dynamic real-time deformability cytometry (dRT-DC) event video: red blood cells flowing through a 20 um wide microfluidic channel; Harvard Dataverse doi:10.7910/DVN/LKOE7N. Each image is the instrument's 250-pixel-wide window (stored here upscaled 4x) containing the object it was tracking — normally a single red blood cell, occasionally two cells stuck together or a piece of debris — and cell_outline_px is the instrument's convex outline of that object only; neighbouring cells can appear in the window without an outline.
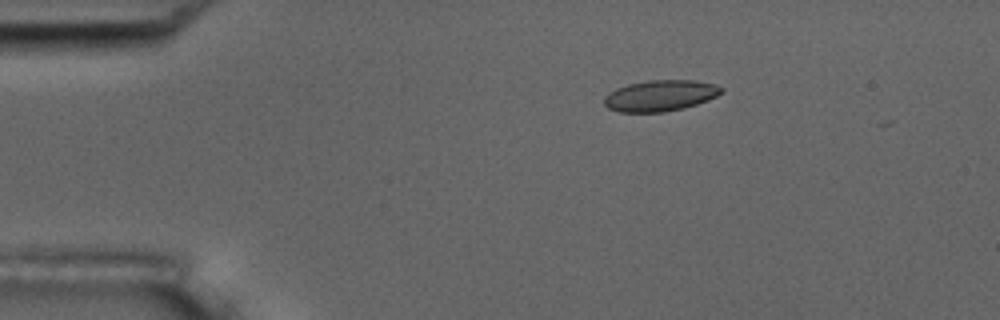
{"species": "common noctule bat (a hibernating species)", "species_latin": "Nyctalus noctula", "temperature_condition": "room temperature", "stored_images_in_passage": 5, "camera_frame_rate_fps": 3000, "um_per_image_px": 0.085, "animal": {"sex": "male", "body_mass_g": 17.5, "forearm_length_mm": 52.3}, "frame": {"image": 1, "passage_image": 3, "time_ms": 2.333, "image_size_px": [1000, 320], "cell_outline_px": [[724, 92], [708, 100], [684, 108], [664, 112], [616, 112], [608, 108], [604, 104], [604, 96], [608, 92], [616, 88], [628, 84], [648, 80], [696, 80], [712, 84], [724, 88]], "centroid_in_image_um": [56.1, 8.13], "position_along_channel_um": 28.9, "area_um2": 21.39}}